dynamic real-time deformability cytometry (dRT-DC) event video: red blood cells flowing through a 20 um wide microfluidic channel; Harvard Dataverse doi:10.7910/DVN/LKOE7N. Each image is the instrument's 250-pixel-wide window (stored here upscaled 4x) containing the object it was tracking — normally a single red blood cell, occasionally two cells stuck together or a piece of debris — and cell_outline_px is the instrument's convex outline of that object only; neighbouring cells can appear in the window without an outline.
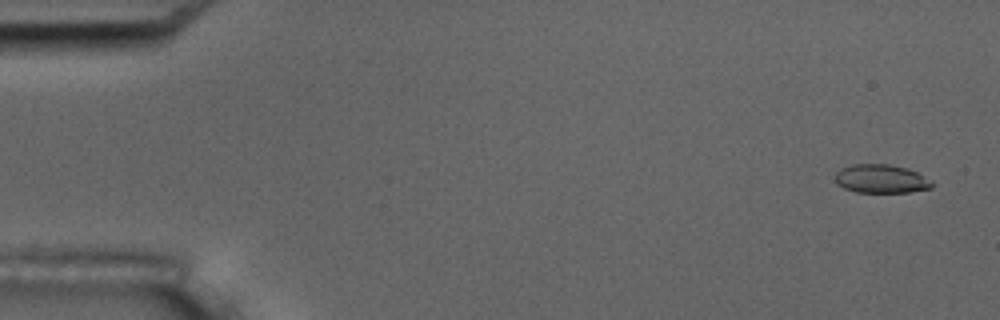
{"species": "common noctule bat (a hibernating species)", "species_latin": "Nyctalus noctula", "temperature_condition": "room temperature", "stored_images_in_passage": 5, "camera_frame_rate_fps": 3000, "um_per_image_px": 0.085, "animal": {"sex": "male", "body_mass_g": 17.5, "forearm_length_mm": 52.3}, "frame": {"image": 1, "passage_image": 1, "time_ms": 0.0, "image_size_px": [1000, 320], "cell_outline_px": [[932, 188], [908, 192], [856, 192], [844, 188], [836, 184], [836, 172], [840, 168], [852, 164], [888, 164], [908, 168], [932, 180]], "centroid_in_image_um": [74.88, 15.19], "position_along_channel_um": 10.1, "area_um2": 16.18}}
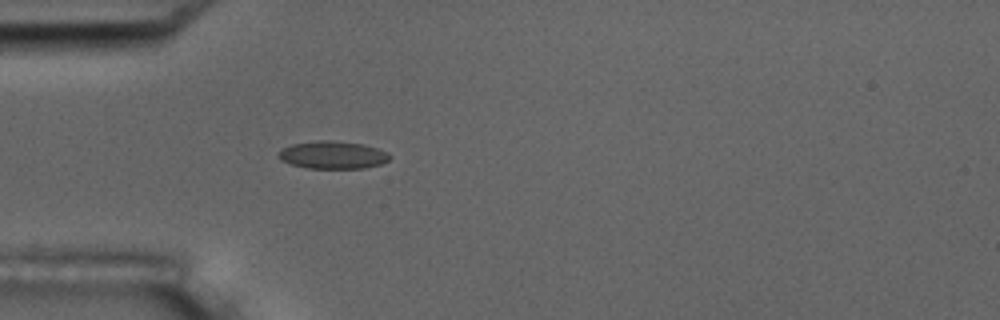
{"frame": {"image": 2, "passage_image": 5, "time_ms": 4.667, "image_size_px": [1000, 320], "cell_outline_px": [[392, 156], [388, 160], [380, 164], [364, 168], [308, 168], [292, 164], [280, 160], [280, 148], [292, 144], [316, 140], [328, 140], [364, 144], [388, 152]], "centroid_in_image_um": [28.29, 13.16], "position_along_channel_um": 56.7, "area_um2": 17.86}}